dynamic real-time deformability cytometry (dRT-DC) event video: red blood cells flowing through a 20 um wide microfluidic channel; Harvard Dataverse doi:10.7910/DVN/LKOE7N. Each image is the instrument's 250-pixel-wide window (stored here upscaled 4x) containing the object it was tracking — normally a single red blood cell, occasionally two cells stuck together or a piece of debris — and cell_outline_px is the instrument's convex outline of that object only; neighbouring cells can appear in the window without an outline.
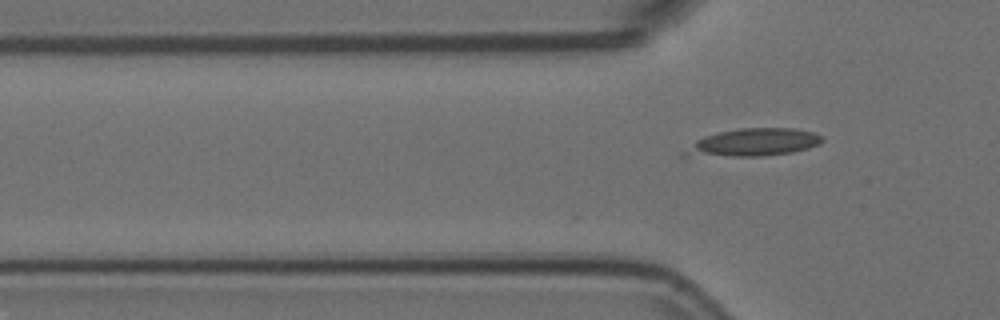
{"species": "Egyptian fruit bat (a non-hibernating species)", "species_latin": "Rousettus aegyptiacus", "temperature_condition": "room temperature", "stored_images_in_passage": 4, "segment_of_instrument_passage": [2, 2], "camera_frame_rate_fps": 3000, "um_per_image_px": 0.085, "animal": {"sex": "female"}, "frame": {"image": 1, "passage_image": 4, "time_ms": 1.0, "image_size_px": [1000, 320], "cell_outline_px": [[824, 140], [820, 144], [808, 148], [792, 152], [760, 156], [680, 156], [680, 152], [696, 140], [704, 136], [720, 132], [740, 128], [792, 128], [812, 132], [824, 136]], "centroid_in_image_um": [64.0, 12.11], "position_along_channel_um": 61.8, "area_um2": 22.25}}